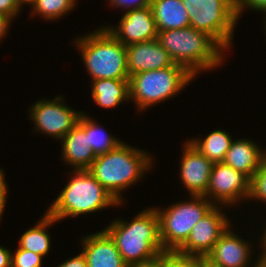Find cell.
Here are the masks:
<instances>
[{"label": "cell", "instance_id": "1", "mask_svg": "<svg viewBox=\"0 0 266 267\" xmlns=\"http://www.w3.org/2000/svg\"><path fill=\"white\" fill-rule=\"evenodd\" d=\"M152 159L140 149L121 142L105 154L96 156L88 171L118 202H123L120 192L138 182L151 168Z\"/></svg>", "mask_w": 266, "mask_h": 267}, {"label": "cell", "instance_id": "2", "mask_svg": "<svg viewBox=\"0 0 266 267\" xmlns=\"http://www.w3.org/2000/svg\"><path fill=\"white\" fill-rule=\"evenodd\" d=\"M127 263L143 262L165 252L160 241L156 208L141 211L131 222L114 220L104 229Z\"/></svg>", "mask_w": 266, "mask_h": 267}, {"label": "cell", "instance_id": "3", "mask_svg": "<svg viewBox=\"0 0 266 267\" xmlns=\"http://www.w3.org/2000/svg\"><path fill=\"white\" fill-rule=\"evenodd\" d=\"M157 40L175 64L185 67L194 76L222 64L224 49L207 33L191 26L158 31Z\"/></svg>", "mask_w": 266, "mask_h": 267}, {"label": "cell", "instance_id": "4", "mask_svg": "<svg viewBox=\"0 0 266 267\" xmlns=\"http://www.w3.org/2000/svg\"><path fill=\"white\" fill-rule=\"evenodd\" d=\"M76 46L93 80L129 79L126 46L105 27L77 38Z\"/></svg>", "mask_w": 266, "mask_h": 267}, {"label": "cell", "instance_id": "5", "mask_svg": "<svg viewBox=\"0 0 266 267\" xmlns=\"http://www.w3.org/2000/svg\"><path fill=\"white\" fill-rule=\"evenodd\" d=\"M73 175L47 210L57 221L121 205L88 170H74Z\"/></svg>", "mask_w": 266, "mask_h": 267}, {"label": "cell", "instance_id": "6", "mask_svg": "<svg viewBox=\"0 0 266 267\" xmlns=\"http://www.w3.org/2000/svg\"><path fill=\"white\" fill-rule=\"evenodd\" d=\"M194 78V75L179 64L139 72L129 76L130 99H133L140 111L145 110L157 102L175 96Z\"/></svg>", "mask_w": 266, "mask_h": 267}, {"label": "cell", "instance_id": "7", "mask_svg": "<svg viewBox=\"0 0 266 267\" xmlns=\"http://www.w3.org/2000/svg\"><path fill=\"white\" fill-rule=\"evenodd\" d=\"M192 201L176 203L156 211L159 216L160 241L164 251H177L187 240L193 226L216 205L205 196H191Z\"/></svg>", "mask_w": 266, "mask_h": 267}, {"label": "cell", "instance_id": "8", "mask_svg": "<svg viewBox=\"0 0 266 267\" xmlns=\"http://www.w3.org/2000/svg\"><path fill=\"white\" fill-rule=\"evenodd\" d=\"M190 26L211 36L225 51L231 46L236 11L224 0H181Z\"/></svg>", "mask_w": 266, "mask_h": 267}, {"label": "cell", "instance_id": "9", "mask_svg": "<svg viewBox=\"0 0 266 267\" xmlns=\"http://www.w3.org/2000/svg\"><path fill=\"white\" fill-rule=\"evenodd\" d=\"M62 99L63 96H57L53 100L43 99L32 105L29 112L36 131L61 140L78 123L82 111L67 107Z\"/></svg>", "mask_w": 266, "mask_h": 267}, {"label": "cell", "instance_id": "10", "mask_svg": "<svg viewBox=\"0 0 266 267\" xmlns=\"http://www.w3.org/2000/svg\"><path fill=\"white\" fill-rule=\"evenodd\" d=\"M250 194L251 180L245 174L223 162L213 164L207 193L204 195L209 201L219 205H234L241 198L248 199Z\"/></svg>", "mask_w": 266, "mask_h": 267}, {"label": "cell", "instance_id": "11", "mask_svg": "<svg viewBox=\"0 0 266 267\" xmlns=\"http://www.w3.org/2000/svg\"><path fill=\"white\" fill-rule=\"evenodd\" d=\"M229 222L217 204L193 226L189 237L176 252L186 256L205 258L220 236L231 225Z\"/></svg>", "mask_w": 266, "mask_h": 267}, {"label": "cell", "instance_id": "12", "mask_svg": "<svg viewBox=\"0 0 266 267\" xmlns=\"http://www.w3.org/2000/svg\"><path fill=\"white\" fill-rule=\"evenodd\" d=\"M125 46L157 38V28L151 6L126 11L119 25L105 27Z\"/></svg>", "mask_w": 266, "mask_h": 267}, {"label": "cell", "instance_id": "13", "mask_svg": "<svg viewBox=\"0 0 266 267\" xmlns=\"http://www.w3.org/2000/svg\"><path fill=\"white\" fill-rule=\"evenodd\" d=\"M184 146L180 178L191 196H204L209 186L213 163L188 141Z\"/></svg>", "mask_w": 266, "mask_h": 267}, {"label": "cell", "instance_id": "14", "mask_svg": "<svg viewBox=\"0 0 266 267\" xmlns=\"http://www.w3.org/2000/svg\"><path fill=\"white\" fill-rule=\"evenodd\" d=\"M250 255L249 242L234 234L229 226L205 260L208 267H248Z\"/></svg>", "mask_w": 266, "mask_h": 267}, {"label": "cell", "instance_id": "15", "mask_svg": "<svg viewBox=\"0 0 266 267\" xmlns=\"http://www.w3.org/2000/svg\"><path fill=\"white\" fill-rule=\"evenodd\" d=\"M126 51L129 76L139 72L163 69L175 64L157 38L126 46Z\"/></svg>", "mask_w": 266, "mask_h": 267}, {"label": "cell", "instance_id": "16", "mask_svg": "<svg viewBox=\"0 0 266 267\" xmlns=\"http://www.w3.org/2000/svg\"><path fill=\"white\" fill-rule=\"evenodd\" d=\"M82 253L87 267H126L114 240L105 231L86 236L82 239Z\"/></svg>", "mask_w": 266, "mask_h": 267}, {"label": "cell", "instance_id": "17", "mask_svg": "<svg viewBox=\"0 0 266 267\" xmlns=\"http://www.w3.org/2000/svg\"><path fill=\"white\" fill-rule=\"evenodd\" d=\"M62 156L64 162L74 170H88L96 155L88 148L87 134L85 132V114L82 111L78 123L62 139Z\"/></svg>", "mask_w": 266, "mask_h": 267}, {"label": "cell", "instance_id": "18", "mask_svg": "<svg viewBox=\"0 0 266 267\" xmlns=\"http://www.w3.org/2000/svg\"><path fill=\"white\" fill-rule=\"evenodd\" d=\"M259 147L252 140L244 138L232 141L223 163L252 180L262 161L266 158V153H263Z\"/></svg>", "mask_w": 266, "mask_h": 267}, {"label": "cell", "instance_id": "19", "mask_svg": "<svg viewBox=\"0 0 266 267\" xmlns=\"http://www.w3.org/2000/svg\"><path fill=\"white\" fill-rule=\"evenodd\" d=\"M151 8L157 31L190 26V18L181 0H152Z\"/></svg>", "mask_w": 266, "mask_h": 267}, {"label": "cell", "instance_id": "20", "mask_svg": "<svg viewBox=\"0 0 266 267\" xmlns=\"http://www.w3.org/2000/svg\"><path fill=\"white\" fill-rule=\"evenodd\" d=\"M92 97L100 107H116L123 101L130 99L129 79L93 80Z\"/></svg>", "mask_w": 266, "mask_h": 267}, {"label": "cell", "instance_id": "21", "mask_svg": "<svg viewBox=\"0 0 266 267\" xmlns=\"http://www.w3.org/2000/svg\"><path fill=\"white\" fill-rule=\"evenodd\" d=\"M55 222L57 220L46 212L37 225L22 234L19 239V247L42 256L47 255L51 246V239L46 228Z\"/></svg>", "mask_w": 266, "mask_h": 267}, {"label": "cell", "instance_id": "22", "mask_svg": "<svg viewBox=\"0 0 266 267\" xmlns=\"http://www.w3.org/2000/svg\"><path fill=\"white\" fill-rule=\"evenodd\" d=\"M231 136L223 130H215L204 139H192L188 142L213 164L223 162L232 143Z\"/></svg>", "mask_w": 266, "mask_h": 267}, {"label": "cell", "instance_id": "23", "mask_svg": "<svg viewBox=\"0 0 266 267\" xmlns=\"http://www.w3.org/2000/svg\"><path fill=\"white\" fill-rule=\"evenodd\" d=\"M85 132L87 134L88 148L92 149L96 156L109 152L121 143L119 139L105 133L99 127V124L90 119L86 113Z\"/></svg>", "mask_w": 266, "mask_h": 267}, {"label": "cell", "instance_id": "24", "mask_svg": "<svg viewBox=\"0 0 266 267\" xmlns=\"http://www.w3.org/2000/svg\"><path fill=\"white\" fill-rule=\"evenodd\" d=\"M75 4L76 0H35L32 4V14H39L46 20H54L74 9Z\"/></svg>", "mask_w": 266, "mask_h": 267}, {"label": "cell", "instance_id": "25", "mask_svg": "<svg viewBox=\"0 0 266 267\" xmlns=\"http://www.w3.org/2000/svg\"><path fill=\"white\" fill-rule=\"evenodd\" d=\"M164 267H207V263L203 257L186 256L176 251H165Z\"/></svg>", "mask_w": 266, "mask_h": 267}, {"label": "cell", "instance_id": "26", "mask_svg": "<svg viewBox=\"0 0 266 267\" xmlns=\"http://www.w3.org/2000/svg\"><path fill=\"white\" fill-rule=\"evenodd\" d=\"M44 256L18 247L12 253L11 267H41Z\"/></svg>", "mask_w": 266, "mask_h": 267}, {"label": "cell", "instance_id": "27", "mask_svg": "<svg viewBox=\"0 0 266 267\" xmlns=\"http://www.w3.org/2000/svg\"><path fill=\"white\" fill-rule=\"evenodd\" d=\"M258 199L266 202V158L262 161L261 166L254 174L251 180L250 199Z\"/></svg>", "mask_w": 266, "mask_h": 267}, {"label": "cell", "instance_id": "28", "mask_svg": "<svg viewBox=\"0 0 266 267\" xmlns=\"http://www.w3.org/2000/svg\"><path fill=\"white\" fill-rule=\"evenodd\" d=\"M152 0H110L113 7H122L127 11L151 6Z\"/></svg>", "mask_w": 266, "mask_h": 267}, {"label": "cell", "instance_id": "29", "mask_svg": "<svg viewBox=\"0 0 266 267\" xmlns=\"http://www.w3.org/2000/svg\"><path fill=\"white\" fill-rule=\"evenodd\" d=\"M21 6L18 0H0V13L14 18L20 12Z\"/></svg>", "mask_w": 266, "mask_h": 267}, {"label": "cell", "instance_id": "30", "mask_svg": "<svg viewBox=\"0 0 266 267\" xmlns=\"http://www.w3.org/2000/svg\"><path fill=\"white\" fill-rule=\"evenodd\" d=\"M244 8H252V10H257L260 12H266V0H244L242 7L236 12L237 18L239 19L241 13H243Z\"/></svg>", "mask_w": 266, "mask_h": 267}, {"label": "cell", "instance_id": "31", "mask_svg": "<svg viewBox=\"0 0 266 267\" xmlns=\"http://www.w3.org/2000/svg\"><path fill=\"white\" fill-rule=\"evenodd\" d=\"M126 267H164V252L147 261L129 263Z\"/></svg>", "mask_w": 266, "mask_h": 267}, {"label": "cell", "instance_id": "32", "mask_svg": "<svg viewBox=\"0 0 266 267\" xmlns=\"http://www.w3.org/2000/svg\"><path fill=\"white\" fill-rule=\"evenodd\" d=\"M7 185L4 179V173L3 169L0 168V220H1V215H3L4 208H5V203H6V195H7Z\"/></svg>", "mask_w": 266, "mask_h": 267}, {"label": "cell", "instance_id": "33", "mask_svg": "<svg viewBox=\"0 0 266 267\" xmlns=\"http://www.w3.org/2000/svg\"><path fill=\"white\" fill-rule=\"evenodd\" d=\"M58 267H87L85 256L82 252L71 259L61 263Z\"/></svg>", "mask_w": 266, "mask_h": 267}, {"label": "cell", "instance_id": "34", "mask_svg": "<svg viewBox=\"0 0 266 267\" xmlns=\"http://www.w3.org/2000/svg\"><path fill=\"white\" fill-rule=\"evenodd\" d=\"M12 252L0 245V267H11Z\"/></svg>", "mask_w": 266, "mask_h": 267}, {"label": "cell", "instance_id": "35", "mask_svg": "<svg viewBox=\"0 0 266 267\" xmlns=\"http://www.w3.org/2000/svg\"><path fill=\"white\" fill-rule=\"evenodd\" d=\"M11 18L0 13V39L5 37L9 29Z\"/></svg>", "mask_w": 266, "mask_h": 267}, {"label": "cell", "instance_id": "36", "mask_svg": "<svg viewBox=\"0 0 266 267\" xmlns=\"http://www.w3.org/2000/svg\"><path fill=\"white\" fill-rule=\"evenodd\" d=\"M227 2L236 12L242 7L244 0H224Z\"/></svg>", "mask_w": 266, "mask_h": 267}, {"label": "cell", "instance_id": "37", "mask_svg": "<svg viewBox=\"0 0 266 267\" xmlns=\"http://www.w3.org/2000/svg\"><path fill=\"white\" fill-rule=\"evenodd\" d=\"M266 229V228H265ZM262 239V244H261V247H262V254H260V258H262L265 254H266V230L263 234V237L261 238Z\"/></svg>", "mask_w": 266, "mask_h": 267}, {"label": "cell", "instance_id": "38", "mask_svg": "<svg viewBox=\"0 0 266 267\" xmlns=\"http://www.w3.org/2000/svg\"><path fill=\"white\" fill-rule=\"evenodd\" d=\"M35 2V0H18V3L20 4V6L22 7V5L28 3L30 5H32Z\"/></svg>", "mask_w": 266, "mask_h": 267}, {"label": "cell", "instance_id": "39", "mask_svg": "<svg viewBox=\"0 0 266 267\" xmlns=\"http://www.w3.org/2000/svg\"><path fill=\"white\" fill-rule=\"evenodd\" d=\"M252 267H266V266L261 262V258L259 257L256 264H254V266H252Z\"/></svg>", "mask_w": 266, "mask_h": 267}, {"label": "cell", "instance_id": "40", "mask_svg": "<svg viewBox=\"0 0 266 267\" xmlns=\"http://www.w3.org/2000/svg\"><path fill=\"white\" fill-rule=\"evenodd\" d=\"M261 262L266 266V254L261 258Z\"/></svg>", "mask_w": 266, "mask_h": 267}]
</instances>
